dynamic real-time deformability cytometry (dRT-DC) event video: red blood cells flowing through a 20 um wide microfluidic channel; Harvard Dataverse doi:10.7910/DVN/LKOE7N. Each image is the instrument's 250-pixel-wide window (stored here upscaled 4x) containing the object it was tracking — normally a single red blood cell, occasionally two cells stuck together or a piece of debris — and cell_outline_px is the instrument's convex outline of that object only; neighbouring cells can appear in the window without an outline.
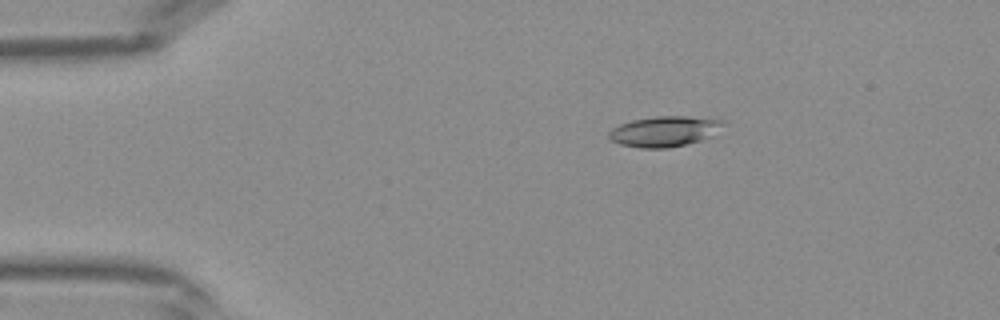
{"species": "Egyptian fruit bat (a non-hibernating species)", "species_latin": "Rousettus aegyptiacus", "temperature_condition": "warm", "stored_images_in_passage": 36, "camera_frame_rate_fps": 3000, "um_per_image_px": 0.085, "frame": {"image": 1, "passage_image": 2, "time_ms": 0.333, "image_size_px": [1000, 320], "cell_outline_px": [[724, 120], [712, 136], [700, 140], [684, 144], [664, 148], [640, 148], [620, 144], [612, 140], [608, 136], [608, 132], [612, 128], [620, 124], [632, 120], [656, 116], [688, 116]], "centroid_in_image_um": [56.42, 11.16], "position_along_channel_um": 28.6, "area_um2": 19.94}}
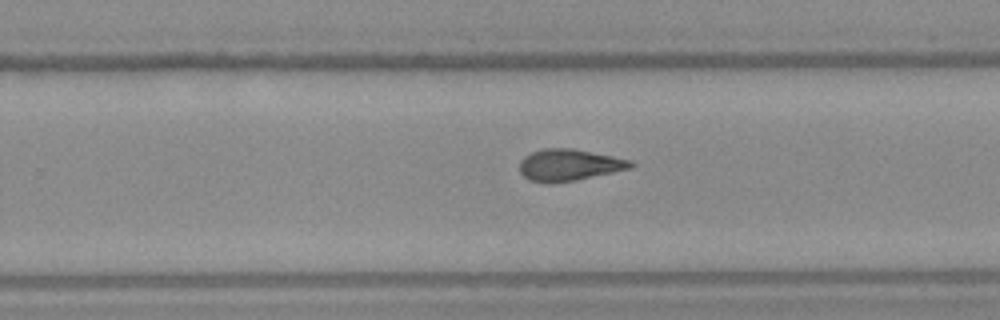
{"frame": {"image": 2, "passage_image": 21, "time_ms": 6.667, "image_size_px": [1000, 320], "cell_outline_px": [[636, 164], [632, 168], [576, 180], [528, 180], [520, 172], [520, 160], [524, 156], [532, 152], [544, 148], [572, 148], [632, 160]], "centroid_in_image_um": [48.42, 13.98], "position_along_channel_um": 281.4, "area_um2": 19.94}}
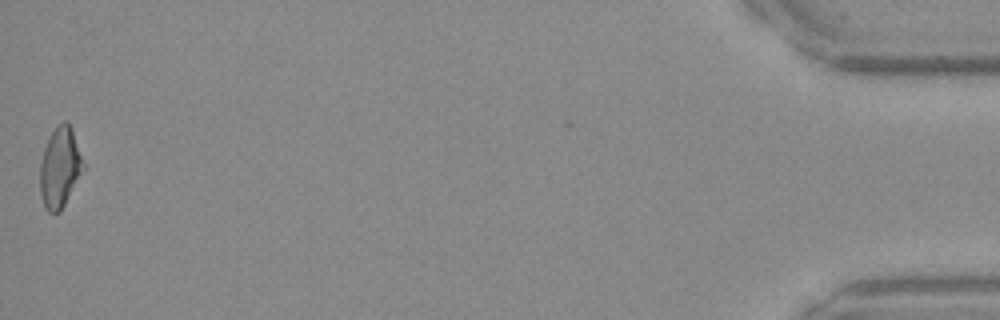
{"frame": {"image": 3, "passage_image": 36, "time_ms": 11.667, "image_size_px": [1000, 320], "cell_outline_px": [[84, 168], [60, 212], [48, 212], [44, 208], [40, 196], [40, 164], [44, 148], [52, 132], [64, 120], [68, 120], [72, 128], [84, 164]], "centroid_in_image_um": [5.08, 14.25], "position_along_channel_um": 430.1, "area_um2": 20.0}}